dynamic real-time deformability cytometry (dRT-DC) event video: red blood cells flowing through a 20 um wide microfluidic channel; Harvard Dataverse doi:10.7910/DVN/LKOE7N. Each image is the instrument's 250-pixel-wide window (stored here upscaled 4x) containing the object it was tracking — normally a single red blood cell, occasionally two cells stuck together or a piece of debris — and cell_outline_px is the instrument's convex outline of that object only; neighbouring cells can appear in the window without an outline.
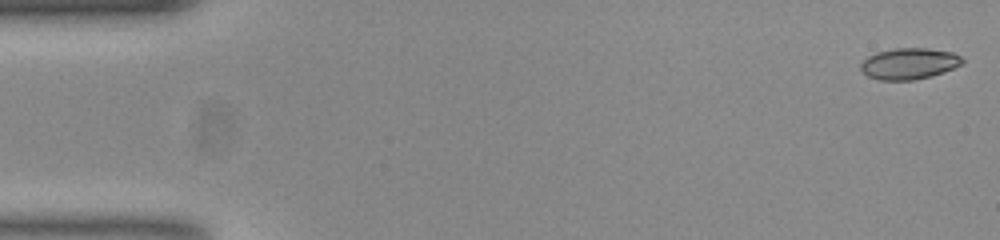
{"species": "common noctule bat (a hibernating species)", "species_latin": "Nyctalus noctula", "temperature_condition": "room temperature", "stored_images_in_passage": 53, "camera_frame_rate_fps": 3000, "um_per_image_px": 0.085, "animal": {"sex": "female", "body_mass_g": 23.0, "forearm_length_mm": 53.4}, "frame": {"image": 1, "passage_image": 1, "time_ms": 0.0, "image_size_px": [1000, 240], "cell_outline_px": [[964, 60], [960, 64], [952, 68], [928, 76], [912, 80], [880, 80], [868, 76], [860, 68], [860, 64], [868, 56], [876, 52], [896, 48], [924, 48], [952, 52], [960, 56]], "centroid_in_image_um": [77.23, 5.4], "position_along_channel_um": 7.8, "area_um2": 18.09}}
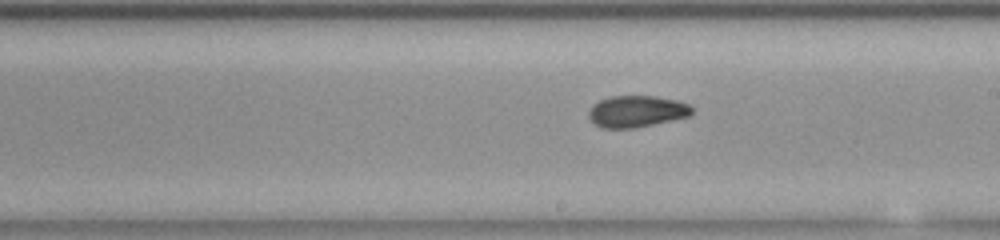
{"frame": {"image": 2, "passage_image": 30, "time_ms": 9.667, "image_size_px": [1000, 240], "cell_outline_px": [[692, 112], [688, 116], [672, 120], [636, 128], [600, 128], [588, 116], [588, 112], [592, 104], [608, 96], [656, 96], [676, 100], [688, 104], [692, 108]], "centroid_in_image_um": [54.08, 9.46], "position_along_channel_um": 234.9, "area_um2": 19.02}}
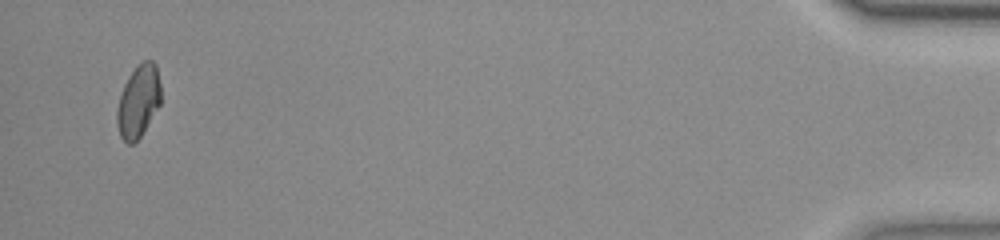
{"frame": {"image": 3, "passage_image": 52, "time_ms": 17.0, "image_size_px": [1000, 240], "cell_outline_px": [[160, 104], [140, 136], [132, 144], [128, 144], [120, 136], [116, 120], [116, 112], [120, 96], [124, 84], [128, 76], [136, 64], [144, 60], [152, 60], [156, 64], [160, 84]], "centroid_in_image_um": [11.75, 8.56], "position_along_channel_um": 423.4, "area_um2": 18.44}}